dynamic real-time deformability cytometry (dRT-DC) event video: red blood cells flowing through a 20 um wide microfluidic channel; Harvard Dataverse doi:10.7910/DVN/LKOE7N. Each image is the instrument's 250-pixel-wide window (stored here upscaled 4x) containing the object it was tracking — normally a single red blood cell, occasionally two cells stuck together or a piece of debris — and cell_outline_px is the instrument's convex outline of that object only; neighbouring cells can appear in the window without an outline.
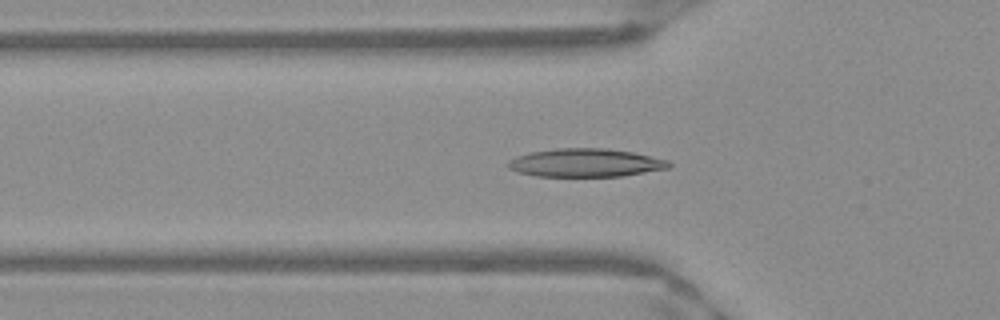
{"species": "Egyptian fruit bat (a non-hibernating species)", "species_latin": "Rousettus aegyptiacus", "temperature_condition": "warm", "stored_images_in_passage": 44, "camera_frame_rate_fps": 3000, "um_per_image_px": 0.085, "frame": {"image": 1, "passage_image": 9, "time_ms": 2.667, "image_size_px": [1000, 320], "cell_outline_px": [[672, 164], [668, 168], [620, 176], [536, 176], [516, 172], [508, 168], [504, 164], [508, 160], [516, 156], [532, 152], [556, 148], [604, 148], [632, 152], [668, 160]], "centroid_in_image_um": [49.7, 13.83], "position_along_channel_um": 76.1, "area_um2": 26.47}}
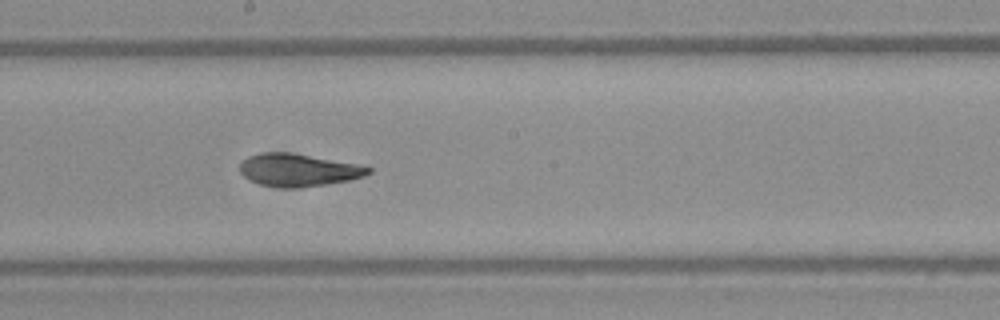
{"frame": {"image": 2, "passage_image": 20, "time_ms": 6.333, "image_size_px": [1000, 320], "cell_outline_px": [[372, 172], [364, 176], [348, 180], [324, 184], [296, 188], [284, 188], [260, 184], [248, 180], [240, 172], [240, 160], [248, 156], [264, 152], [292, 152], [356, 164], [372, 168]], "centroid_in_image_um": [25.31, 14.44], "position_along_channel_um": 222.9, "area_um2": 24.39}}
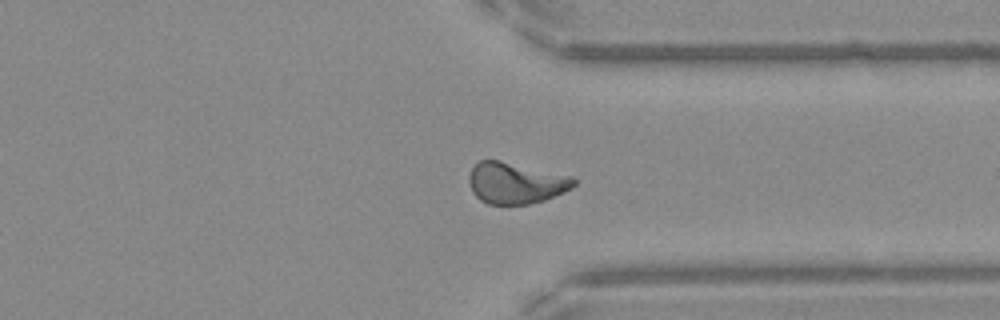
{"frame": {"image": 3, "passage_image": 31, "time_ms": 10.0, "image_size_px": [1000, 320], "cell_outline_px": [[576, 184], [572, 188], [564, 192], [544, 200], [528, 204], [488, 204], [480, 200], [472, 192], [468, 180], [468, 176], [472, 168], [480, 160], [500, 160], [572, 176], [576, 180]], "centroid_in_image_um": [43.83, 15.55], "position_along_channel_um": 367.6, "area_um2": 25.26}, "authors_computed_cell_mechanics": {"area_um2": 24.3338, "velocity_mm_per_s": 3.9767, "shape_relaxation_time_tau1_ms": 6.9709, "shape_relaxation_time_tau2_ms": 1.8227, "deformation_change_tau1": 0.2049, "deformation_change_tau2": 0.0699}}